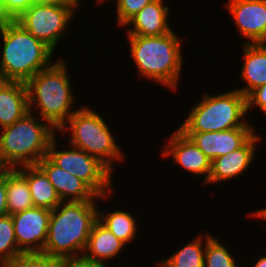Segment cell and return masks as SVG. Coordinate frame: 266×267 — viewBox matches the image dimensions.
<instances>
[{"label":"cell","instance_id":"1","mask_svg":"<svg viewBox=\"0 0 266 267\" xmlns=\"http://www.w3.org/2000/svg\"><path fill=\"white\" fill-rule=\"evenodd\" d=\"M139 76L176 92L183 69L184 43L174 29L160 36H126Z\"/></svg>","mask_w":266,"mask_h":267},{"label":"cell","instance_id":"2","mask_svg":"<svg viewBox=\"0 0 266 267\" xmlns=\"http://www.w3.org/2000/svg\"><path fill=\"white\" fill-rule=\"evenodd\" d=\"M97 201L61 202L51 210L43 252L62 259L83 256L98 221Z\"/></svg>","mask_w":266,"mask_h":267},{"label":"cell","instance_id":"3","mask_svg":"<svg viewBox=\"0 0 266 267\" xmlns=\"http://www.w3.org/2000/svg\"><path fill=\"white\" fill-rule=\"evenodd\" d=\"M59 58L25 83L29 111L36 113L35 115L48 122L57 132L77 111L73 107L77 98L73 95L67 62L63 57Z\"/></svg>","mask_w":266,"mask_h":267},{"label":"cell","instance_id":"4","mask_svg":"<svg viewBox=\"0 0 266 267\" xmlns=\"http://www.w3.org/2000/svg\"><path fill=\"white\" fill-rule=\"evenodd\" d=\"M0 80L26 83L54 61V52L15 20L0 29Z\"/></svg>","mask_w":266,"mask_h":267},{"label":"cell","instance_id":"5","mask_svg":"<svg viewBox=\"0 0 266 267\" xmlns=\"http://www.w3.org/2000/svg\"><path fill=\"white\" fill-rule=\"evenodd\" d=\"M57 133L30 111L14 124L0 129V169L36 165L47 156Z\"/></svg>","mask_w":266,"mask_h":267},{"label":"cell","instance_id":"6","mask_svg":"<svg viewBox=\"0 0 266 267\" xmlns=\"http://www.w3.org/2000/svg\"><path fill=\"white\" fill-rule=\"evenodd\" d=\"M83 105L77 108L67 123L58 131L62 136L68 133L70 145L79 148L97 158L112 173L114 163L122 162L126 156L119 146L116 136L112 134L109 123L91 106Z\"/></svg>","mask_w":266,"mask_h":267},{"label":"cell","instance_id":"7","mask_svg":"<svg viewBox=\"0 0 266 267\" xmlns=\"http://www.w3.org/2000/svg\"><path fill=\"white\" fill-rule=\"evenodd\" d=\"M177 128L181 132H211L234 128H255L248 123L246 96L234 89L224 93H205Z\"/></svg>","mask_w":266,"mask_h":267},{"label":"cell","instance_id":"8","mask_svg":"<svg viewBox=\"0 0 266 267\" xmlns=\"http://www.w3.org/2000/svg\"><path fill=\"white\" fill-rule=\"evenodd\" d=\"M79 7L74 0L36 2L15 21L55 52Z\"/></svg>","mask_w":266,"mask_h":267},{"label":"cell","instance_id":"9","mask_svg":"<svg viewBox=\"0 0 266 267\" xmlns=\"http://www.w3.org/2000/svg\"><path fill=\"white\" fill-rule=\"evenodd\" d=\"M57 137L52 139L47 157L61 169L84 181L99 197L112 195L114 173L97 158L69 143L68 148H59Z\"/></svg>","mask_w":266,"mask_h":267},{"label":"cell","instance_id":"10","mask_svg":"<svg viewBox=\"0 0 266 267\" xmlns=\"http://www.w3.org/2000/svg\"><path fill=\"white\" fill-rule=\"evenodd\" d=\"M51 210L33 207L11 215L18 248L23 253L43 252Z\"/></svg>","mask_w":266,"mask_h":267},{"label":"cell","instance_id":"11","mask_svg":"<svg viewBox=\"0 0 266 267\" xmlns=\"http://www.w3.org/2000/svg\"><path fill=\"white\" fill-rule=\"evenodd\" d=\"M224 5L244 43H266V0H228Z\"/></svg>","mask_w":266,"mask_h":267},{"label":"cell","instance_id":"12","mask_svg":"<svg viewBox=\"0 0 266 267\" xmlns=\"http://www.w3.org/2000/svg\"><path fill=\"white\" fill-rule=\"evenodd\" d=\"M165 146L161 152L163 158L171 157L175 165L177 164L188 173L204 176L203 183H207L212 161L189 137L176 129L172 132Z\"/></svg>","mask_w":266,"mask_h":267},{"label":"cell","instance_id":"13","mask_svg":"<svg viewBox=\"0 0 266 267\" xmlns=\"http://www.w3.org/2000/svg\"><path fill=\"white\" fill-rule=\"evenodd\" d=\"M262 135L257 131L238 149L217 157L211 162V173L205 185L223 183L244 175L254 164V157ZM223 181V182H222Z\"/></svg>","mask_w":266,"mask_h":267},{"label":"cell","instance_id":"14","mask_svg":"<svg viewBox=\"0 0 266 267\" xmlns=\"http://www.w3.org/2000/svg\"><path fill=\"white\" fill-rule=\"evenodd\" d=\"M36 165L45 173L62 202L98 201L99 199L105 201L111 196L99 197L84 181L55 165L47 156Z\"/></svg>","mask_w":266,"mask_h":267},{"label":"cell","instance_id":"15","mask_svg":"<svg viewBox=\"0 0 266 267\" xmlns=\"http://www.w3.org/2000/svg\"><path fill=\"white\" fill-rule=\"evenodd\" d=\"M254 128H234L211 132H182L213 161L240 148L254 133Z\"/></svg>","mask_w":266,"mask_h":267},{"label":"cell","instance_id":"16","mask_svg":"<svg viewBox=\"0 0 266 267\" xmlns=\"http://www.w3.org/2000/svg\"><path fill=\"white\" fill-rule=\"evenodd\" d=\"M165 0H154L144 6L123 27L126 36H160L173 29L168 23L170 11ZM129 27V28H127Z\"/></svg>","mask_w":266,"mask_h":267},{"label":"cell","instance_id":"17","mask_svg":"<svg viewBox=\"0 0 266 267\" xmlns=\"http://www.w3.org/2000/svg\"><path fill=\"white\" fill-rule=\"evenodd\" d=\"M243 62L240 80L245 86L235 88L247 96L255 88L266 84V43L242 44Z\"/></svg>","mask_w":266,"mask_h":267},{"label":"cell","instance_id":"18","mask_svg":"<svg viewBox=\"0 0 266 267\" xmlns=\"http://www.w3.org/2000/svg\"><path fill=\"white\" fill-rule=\"evenodd\" d=\"M28 112L25 83L0 80V129L14 124Z\"/></svg>","mask_w":266,"mask_h":267},{"label":"cell","instance_id":"19","mask_svg":"<svg viewBox=\"0 0 266 267\" xmlns=\"http://www.w3.org/2000/svg\"><path fill=\"white\" fill-rule=\"evenodd\" d=\"M125 248L126 245L122 241L97 221L90 232L83 256L86 259L107 264L111 259L116 260L115 258L119 257Z\"/></svg>","mask_w":266,"mask_h":267},{"label":"cell","instance_id":"20","mask_svg":"<svg viewBox=\"0 0 266 267\" xmlns=\"http://www.w3.org/2000/svg\"><path fill=\"white\" fill-rule=\"evenodd\" d=\"M27 180L34 207L55 209L62 201L45 173L37 166L16 168Z\"/></svg>","mask_w":266,"mask_h":267},{"label":"cell","instance_id":"21","mask_svg":"<svg viewBox=\"0 0 266 267\" xmlns=\"http://www.w3.org/2000/svg\"><path fill=\"white\" fill-rule=\"evenodd\" d=\"M137 216L127 210H113L108 212L98 208V221L111 231L126 246L138 235Z\"/></svg>","mask_w":266,"mask_h":267},{"label":"cell","instance_id":"22","mask_svg":"<svg viewBox=\"0 0 266 267\" xmlns=\"http://www.w3.org/2000/svg\"><path fill=\"white\" fill-rule=\"evenodd\" d=\"M199 234L172 255L160 261L157 260V265L159 267H204L206 241L212 234L209 232Z\"/></svg>","mask_w":266,"mask_h":267},{"label":"cell","instance_id":"23","mask_svg":"<svg viewBox=\"0 0 266 267\" xmlns=\"http://www.w3.org/2000/svg\"><path fill=\"white\" fill-rule=\"evenodd\" d=\"M6 198L9 215L34 207L27 180L17 169H6Z\"/></svg>","mask_w":266,"mask_h":267},{"label":"cell","instance_id":"24","mask_svg":"<svg viewBox=\"0 0 266 267\" xmlns=\"http://www.w3.org/2000/svg\"><path fill=\"white\" fill-rule=\"evenodd\" d=\"M21 253L23 252L17 245L11 215L0 217V266H4Z\"/></svg>","mask_w":266,"mask_h":267},{"label":"cell","instance_id":"25","mask_svg":"<svg viewBox=\"0 0 266 267\" xmlns=\"http://www.w3.org/2000/svg\"><path fill=\"white\" fill-rule=\"evenodd\" d=\"M218 239L212 235L206 241L204 267H238L235 256Z\"/></svg>","mask_w":266,"mask_h":267},{"label":"cell","instance_id":"26","mask_svg":"<svg viewBox=\"0 0 266 267\" xmlns=\"http://www.w3.org/2000/svg\"><path fill=\"white\" fill-rule=\"evenodd\" d=\"M4 267H64V259L42 252L21 253Z\"/></svg>","mask_w":266,"mask_h":267},{"label":"cell","instance_id":"27","mask_svg":"<svg viewBox=\"0 0 266 267\" xmlns=\"http://www.w3.org/2000/svg\"><path fill=\"white\" fill-rule=\"evenodd\" d=\"M154 0H116L117 25L122 27L136 15L144 6Z\"/></svg>","mask_w":266,"mask_h":267},{"label":"cell","instance_id":"28","mask_svg":"<svg viewBox=\"0 0 266 267\" xmlns=\"http://www.w3.org/2000/svg\"><path fill=\"white\" fill-rule=\"evenodd\" d=\"M247 113L258 107L259 111L266 114V84L255 88L246 96ZM252 109V110H251Z\"/></svg>","mask_w":266,"mask_h":267},{"label":"cell","instance_id":"29","mask_svg":"<svg viewBox=\"0 0 266 267\" xmlns=\"http://www.w3.org/2000/svg\"><path fill=\"white\" fill-rule=\"evenodd\" d=\"M2 3L9 15L16 20L23 12L28 10L35 0H2Z\"/></svg>","mask_w":266,"mask_h":267},{"label":"cell","instance_id":"30","mask_svg":"<svg viewBox=\"0 0 266 267\" xmlns=\"http://www.w3.org/2000/svg\"><path fill=\"white\" fill-rule=\"evenodd\" d=\"M64 267H109L107 264L86 259L84 256L64 259Z\"/></svg>","mask_w":266,"mask_h":267},{"label":"cell","instance_id":"31","mask_svg":"<svg viewBox=\"0 0 266 267\" xmlns=\"http://www.w3.org/2000/svg\"><path fill=\"white\" fill-rule=\"evenodd\" d=\"M6 199V169H0V217L8 214Z\"/></svg>","mask_w":266,"mask_h":267},{"label":"cell","instance_id":"32","mask_svg":"<svg viewBox=\"0 0 266 267\" xmlns=\"http://www.w3.org/2000/svg\"><path fill=\"white\" fill-rule=\"evenodd\" d=\"M13 21L14 19L6 11L2 0H0V29H3L5 26L9 25Z\"/></svg>","mask_w":266,"mask_h":267},{"label":"cell","instance_id":"33","mask_svg":"<svg viewBox=\"0 0 266 267\" xmlns=\"http://www.w3.org/2000/svg\"><path fill=\"white\" fill-rule=\"evenodd\" d=\"M251 214L249 213L250 216H254L259 220L261 219L263 221H266V207H264V208L262 207V209H259L257 211H253Z\"/></svg>","mask_w":266,"mask_h":267},{"label":"cell","instance_id":"34","mask_svg":"<svg viewBox=\"0 0 266 267\" xmlns=\"http://www.w3.org/2000/svg\"><path fill=\"white\" fill-rule=\"evenodd\" d=\"M254 267H266V255H261V257L254 264Z\"/></svg>","mask_w":266,"mask_h":267},{"label":"cell","instance_id":"35","mask_svg":"<svg viewBox=\"0 0 266 267\" xmlns=\"http://www.w3.org/2000/svg\"><path fill=\"white\" fill-rule=\"evenodd\" d=\"M36 2H61L65 0H35Z\"/></svg>","mask_w":266,"mask_h":267},{"label":"cell","instance_id":"36","mask_svg":"<svg viewBox=\"0 0 266 267\" xmlns=\"http://www.w3.org/2000/svg\"><path fill=\"white\" fill-rule=\"evenodd\" d=\"M106 1H110V0H98V1H96V4L97 3H99V5L101 4V5H103Z\"/></svg>","mask_w":266,"mask_h":267},{"label":"cell","instance_id":"37","mask_svg":"<svg viewBox=\"0 0 266 267\" xmlns=\"http://www.w3.org/2000/svg\"><path fill=\"white\" fill-rule=\"evenodd\" d=\"M74 1L77 2L80 6L85 3L82 0H74ZM84 1H86V0H84Z\"/></svg>","mask_w":266,"mask_h":267}]
</instances>
